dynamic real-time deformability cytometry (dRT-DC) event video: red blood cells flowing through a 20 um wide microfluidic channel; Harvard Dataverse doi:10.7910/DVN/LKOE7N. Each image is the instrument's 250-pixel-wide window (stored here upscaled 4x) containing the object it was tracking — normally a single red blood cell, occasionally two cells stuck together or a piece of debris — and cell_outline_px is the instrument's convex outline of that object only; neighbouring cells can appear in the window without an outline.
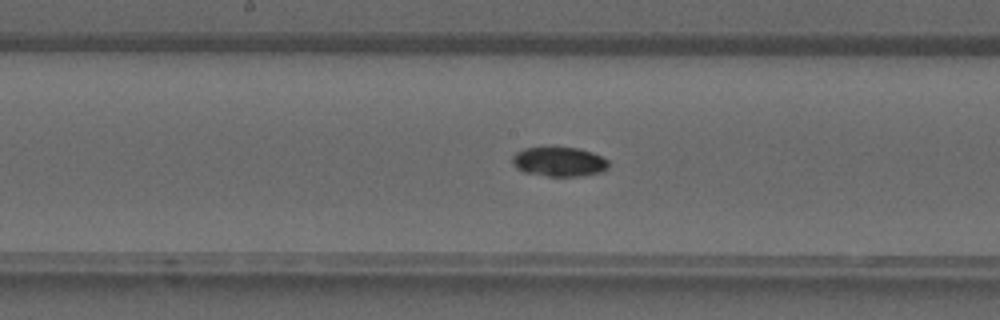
{"species": "common noctule bat (a hibernating species)", "species_latin": "Nyctalus noctula", "temperature_condition": "warm", "stored_images_in_passage": 40, "camera_frame_rate_fps": 3000, "um_per_image_px": 0.085, "animal": {"sex": "male", "forearm_length_mm": 52.5}, "frame": {"image": 1, "passage_image": 21, "time_ms": 6.667, "image_size_px": [1000, 320], "cell_outline_px": [[608, 168], [600, 172], [584, 176], [548, 176], [524, 172], [516, 168], [512, 164], [512, 156], [516, 152], [524, 148], [576, 148], [592, 152], [608, 160]], "centroid_in_image_um": [47.51, 13.76], "position_along_channel_um": 200.7, "area_um2": 16.42}}
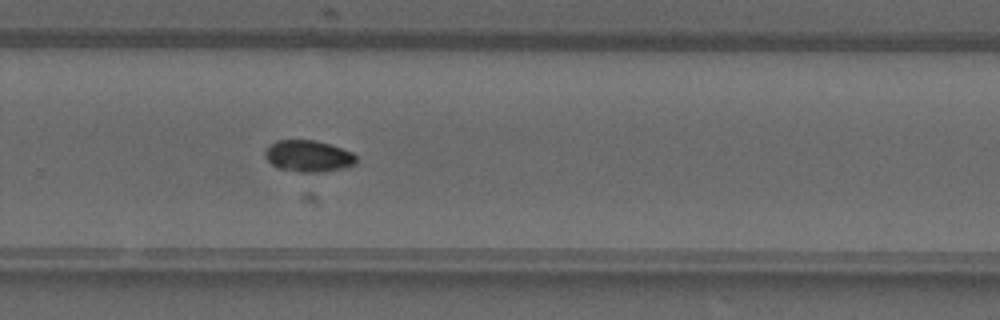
{"frame": {"image": 2, "passage_image": 27, "time_ms": 8.667, "image_size_px": [1000, 320], "cell_outline_px": [[356, 164], [344, 168], [320, 172], [300, 172], [276, 168], [264, 156], [264, 152], [268, 144], [276, 140], [316, 140], [352, 152], [356, 156]], "centroid_in_image_um": [26.17, 13.26], "position_along_channel_um": 303.6, "area_um2": 16.88}}
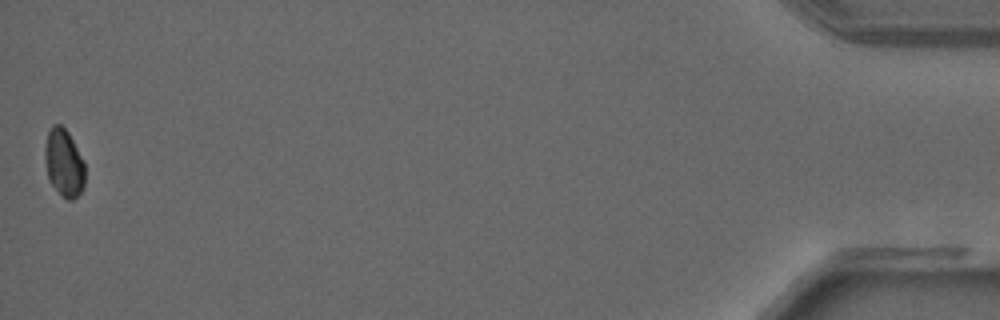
{"frame": {"image": 3, "passage_image": 40, "time_ms": 13.0, "image_size_px": [1000, 320], "cell_outline_px": [[84, 184], [80, 192], [72, 200], [68, 200], [60, 196], [48, 180], [44, 160], [44, 148], [48, 132], [52, 124], [60, 124], [68, 132], [84, 160]], "centroid_in_image_um": [5.4, 13.85], "position_along_channel_um": 429.8, "area_um2": 16.01}}